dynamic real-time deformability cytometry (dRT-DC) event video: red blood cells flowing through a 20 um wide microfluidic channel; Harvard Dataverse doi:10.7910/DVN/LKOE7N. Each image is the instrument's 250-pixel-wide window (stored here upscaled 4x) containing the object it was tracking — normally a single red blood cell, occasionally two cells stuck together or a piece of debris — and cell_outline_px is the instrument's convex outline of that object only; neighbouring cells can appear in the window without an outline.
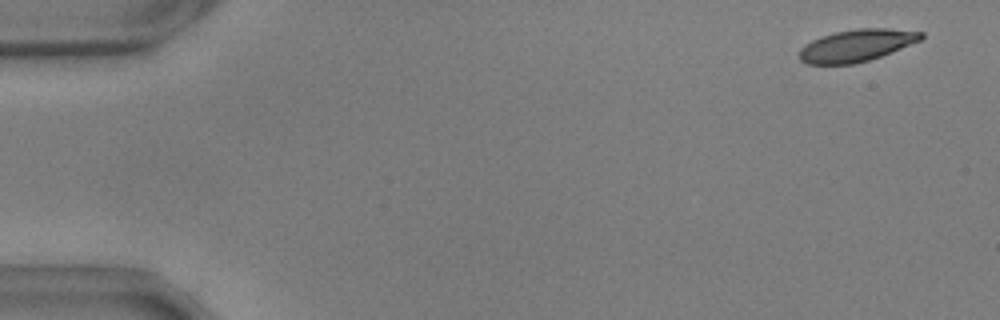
{"species": "common noctule bat (a hibernating species)", "species_latin": "Nyctalus noctula", "temperature_condition": "warm", "stored_images_in_passage": 55, "camera_frame_rate_fps": 3000, "um_per_image_px": 0.085, "animal": {"sex": "male", "body_mass_g": 17.9, "forearm_length_mm": 54.2}, "frame": {"image": 1, "passage_image": 3, "time_ms": 0.667, "image_size_px": [1000, 320], "cell_outline_px": [[924, 36], [920, 40], [892, 52], [868, 60], [852, 64], [808, 64], [800, 60], [800, 48], [804, 44], [820, 36], [836, 32], [856, 28], [888, 28], [924, 32]], "centroid_in_image_um": [72.8, 3.85], "position_along_channel_um": 12.2, "area_um2": 22.72}}
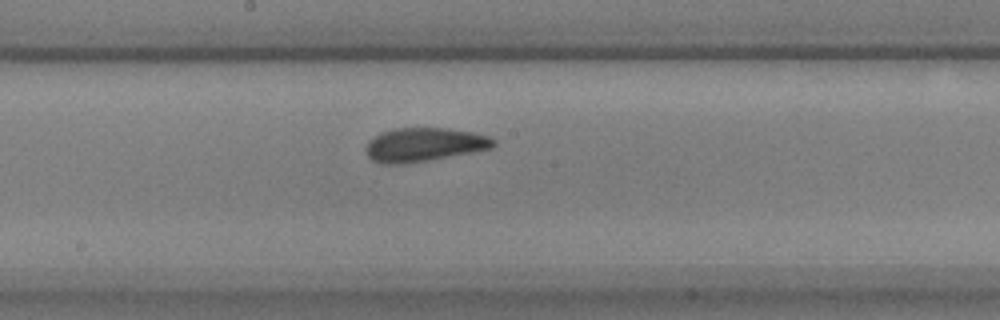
{"frame": {"image": 2, "passage_image": 30, "time_ms": 9.667, "image_size_px": [1000, 320], "cell_outline_px": [[496, 144], [492, 148], [472, 152], [428, 160], [400, 164], [380, 164], [372, 160], [368, 156], [364, 148], [368, 140], [380, 132], [396, 128], [448, 128], [476, 132], [488, 136], [496, 140]], "centroid_in_image_um": [36.03, 12.29], "position_along_channel_um": 212.2, "area_um2": 25.32}}
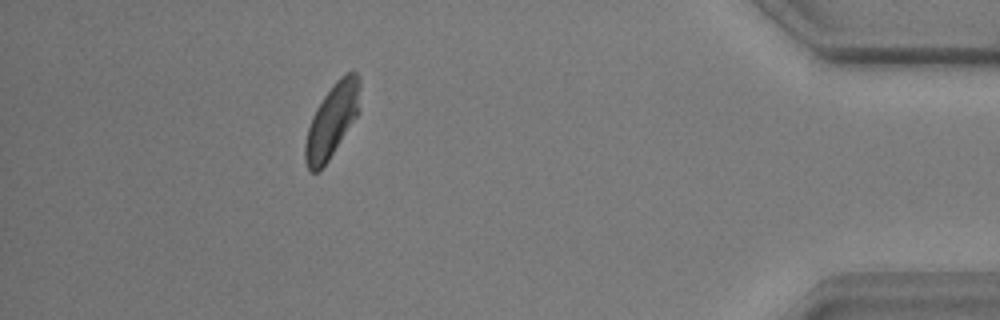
{"frame": {"image": 3, "passage_image": 50, "time_ms": 16.333, "image_size_px": [1000, 320], "cell_outline_px": [[360, 112], [320, 172], [312, 172], [308, 168], [304, 160], [304, 144], [308, 128], [312, 116], [316, 108], [332, 84], [340, 76], [352, 68], [360, 76]], "centroid_in_image_um": [28.24, 10.2], "position_along_channel_um": 407.0, "area_um2": 23.81}, "authors_computed_cell_mechanics": {"area_um2": 24.3338, "velocity_mm_per_s": 3.6405, "shape_relaxation_time_tau1_ms": 3.9287, "shape_relaxation_time_tau2_ms": 1.8997, "deformation_change_tau1": 0.1284, "deformation_change_tau2": 0.0744}}